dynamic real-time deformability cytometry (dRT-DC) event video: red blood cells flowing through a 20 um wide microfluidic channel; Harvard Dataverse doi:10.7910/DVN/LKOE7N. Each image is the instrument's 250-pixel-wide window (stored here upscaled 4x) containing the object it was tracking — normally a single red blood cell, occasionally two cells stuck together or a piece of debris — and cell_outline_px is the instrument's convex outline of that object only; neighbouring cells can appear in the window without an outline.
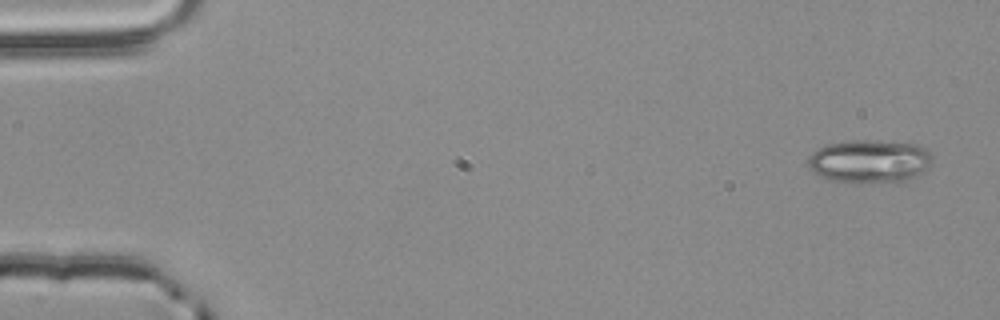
{"species": "common noctule bat (a hibernating species)", "species_latin": "Nyctalus noctula", "temperature_condition": "room temperature", "stored_images_in_passage": 4, "camera_frame_rate_fps": 3000, "um_per_image_px": 0.085, "animal": {"sex": "male", "body_mass_g": 20.4}, "frame": {"image": 1, "passage_image": 1, "time_ms": 0.0, "image_size_px": [1000, 320], "cell_outline_px": [[932, 160], [920, 172], [904, 184], [900, 184], [828, 180], [812, 172], [808, 164], [808, 160], [812, 152], [816, 148], [828, 144], [852, 140], [876, 140], [920, 144], [932, 156]], "centroid_in_image_um": [73.91, 13.71], "position_along_channel_um": 11.1, "area_um2": 31.62}}